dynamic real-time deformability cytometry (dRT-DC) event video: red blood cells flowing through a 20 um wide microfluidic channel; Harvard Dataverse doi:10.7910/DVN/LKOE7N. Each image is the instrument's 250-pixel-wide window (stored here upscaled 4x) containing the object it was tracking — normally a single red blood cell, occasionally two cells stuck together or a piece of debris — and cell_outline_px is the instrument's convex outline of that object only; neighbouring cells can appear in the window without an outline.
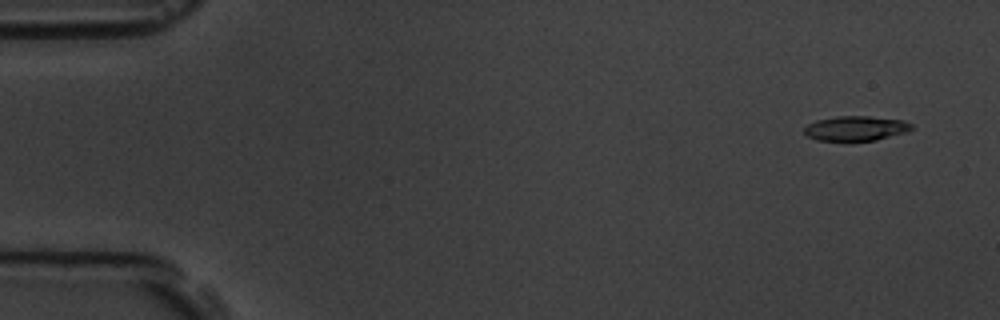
{"species": "common noctule bat (a hibernating species)", "species_latin": "Nyctalus noctula", "temperature_condition": "room temperature", "stored_images_in_passage": 58, "camera_frame_rate_fps": 3000, "um_per_image_px": 0.085, "animal": {"sex": "male", "body_mass_g": 19.5, "forearm_length_mm": 54.6}, "frame": {"image": 1, "passage_image": 4, "time_ms": 1.0, "image_size_px": [1000, 320], "cell_outline_px": [[912, 128], [904, 132], [876, 140], [816, 140], [808, 136], [804, 132], [804, 128], [808, 124], [816, 120], [836, 116], [868, 116], [904, 120], [912, 124]], "centroid_in_image_um": [72.72, 10.89], "position_along_channel_um": 12.3, "area_um2": 15.26}}
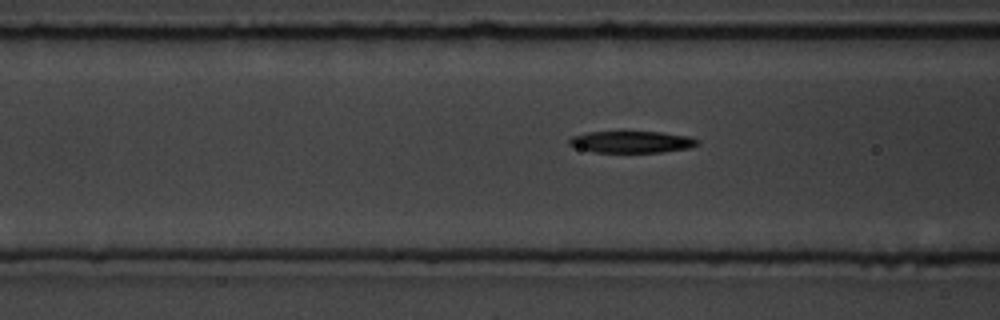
{"frame": {"image": 2, "passage_image": 23, "time_ms": 7.333, "image_size_px": [1000, 320], "cell_outline_px": [[700, 144], [688, 148], [664, 152], [596, 152], [580, 148], [568, 144], [568, 140], [572, 136], [588, 132], [620, 128], [660, 132], [688, 136], [700, 140]], "centroid_in_image_um": [53.68, 12.0], "position_along_channel_um": 112.9, "area_um2": 17.17}}
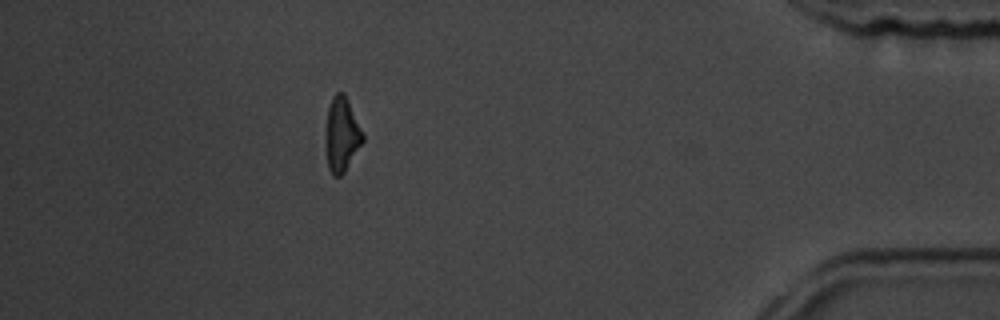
{"frame": {"image": 3, "passage_image": 52, "time_ms": 17.0, "image_size_px": [1000, 320], "cell_outline_px": [[364, 140], [344, 172], [340, 176], [332, 176], [328, 168], [328, 108], [332, 96], [336, 92], [344, 92], [348, 100], [364, 136]], "centroid_in_image_um": [29.08, 11.42], "position_along_channel_um": 406.1, "area_um2": 15.32}, "authors_computed_cell_mechanics": {"area_um2": 16.5597, "velocity_mm_per_s": 3.55, "shape_relaxation_time_tau1_ms": 3.5249, "shape_relaxation_time_tau2_ms": null, "deformation_change_tau1": 0.1583, "deformation_change_tau2": null}}